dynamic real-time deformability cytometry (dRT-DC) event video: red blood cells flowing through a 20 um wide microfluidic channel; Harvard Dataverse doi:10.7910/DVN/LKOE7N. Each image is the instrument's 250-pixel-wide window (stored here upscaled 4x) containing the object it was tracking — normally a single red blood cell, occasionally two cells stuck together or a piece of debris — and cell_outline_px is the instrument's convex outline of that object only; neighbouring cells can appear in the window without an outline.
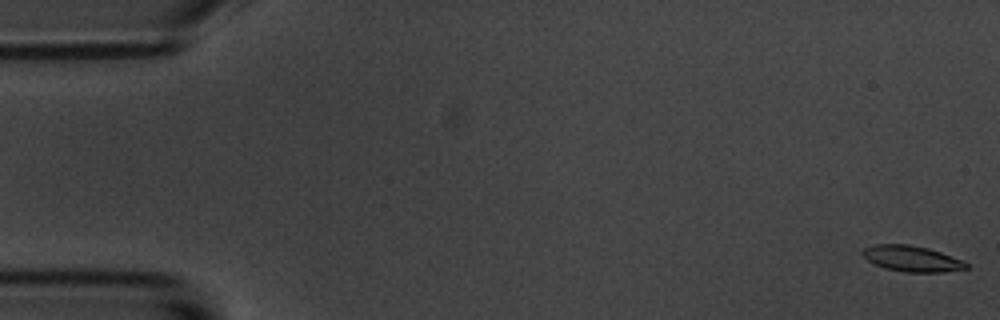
{"species": "common noctule bat (a hibernating species)", "species_latin": "Nyctalus noctula", "temperature_condition": "room temperature", "stored_images_in_passage": 6, "camera_frame_rate_fps": 3000, "um_per_image_px": 0.085, "animal": {"sex": "male", "body_mass_g": 20.1, "forearm_length_mm": 53.5}, "frame": {"image": 1, "passage_image": 1, "time_ms": 0.0, "image_size_px": [1000, 320], "cell_outline_px": [[968, 268], [944, 272], [904, 272], [884, 268], [868, 260], [860, 252], [864, 248], [876, 244], [908, 244], [928, 248], [964, 260], [968, 264]], "centroid_in_image_um": [77.52, 21.98], "position_along_channel_um": 7.5, "area_um2": 15.61}}
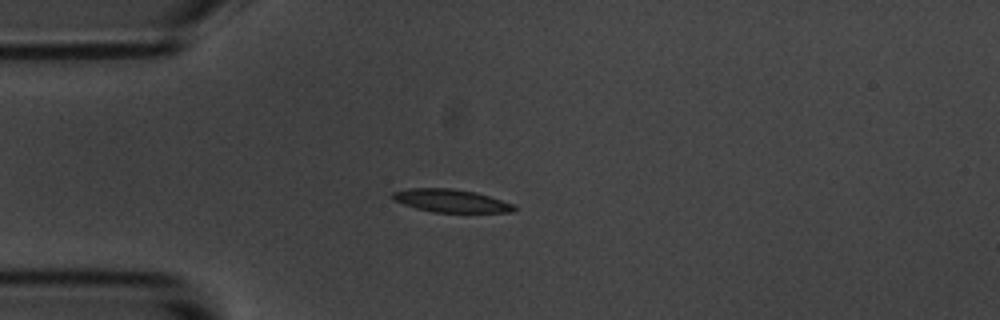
{"frame": {"image": 2, "passage_image": 5, "time_ms": 4.667, "image_size_px": [1000, 320], "cell_outline_px": [[516, 208], [512, 212], [432, 212], [416, 208], [392, 200], [392, 192], [408, 188], [452, 188], [476, 192], [516, 204]], "centroid_in_image_um": [38.34, 17.06], "position_along_channel_um": 46.7, "area_um2": 16.36}}